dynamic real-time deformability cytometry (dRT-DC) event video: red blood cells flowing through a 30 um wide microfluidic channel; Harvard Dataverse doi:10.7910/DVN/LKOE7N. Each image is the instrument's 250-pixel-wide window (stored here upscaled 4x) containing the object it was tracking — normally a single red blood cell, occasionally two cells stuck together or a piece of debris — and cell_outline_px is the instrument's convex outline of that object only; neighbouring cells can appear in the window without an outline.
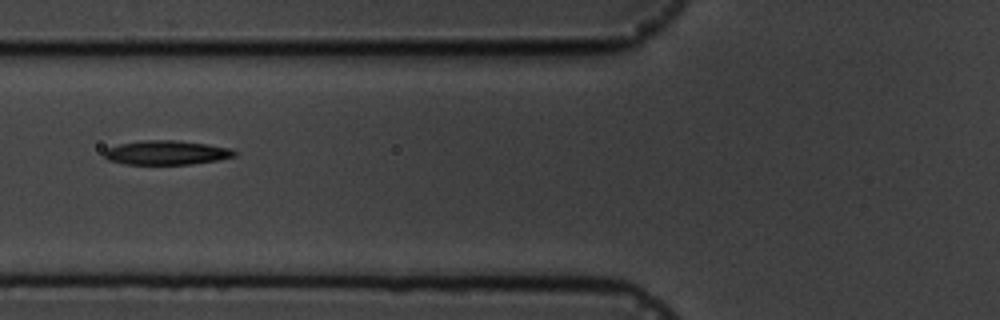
{"species": "common noctule bat (a hibernating species)", "species_latin": "Nyctalus noctula", "temperature_condition": "cold", "stored_images_in_passage": 16, "camera_frame_rate_fps": 3000, "um_per_image_px": 0.085, "animal": {"sex": "male", "body_mass_g": 19.5, "forearm_length_mm": 54.6}, "frame": {"image": 1, "passage_image": 7, "time_ms": 7.0, "image_size_px": [1000, 320], "cell_outline_px": [[236, 156], [216, 160], [192, 164], [124, 164], [108, 160], [104, 156], [104, 152], [108, 148], [120, 144], [140, 140], [176, 140], [208, 144], [232, 148], [236, 152]], "centroid_in_image_um": [14.16, 12.97], "position_along_channel_um": 111.6, "area_um2": 18.38}}
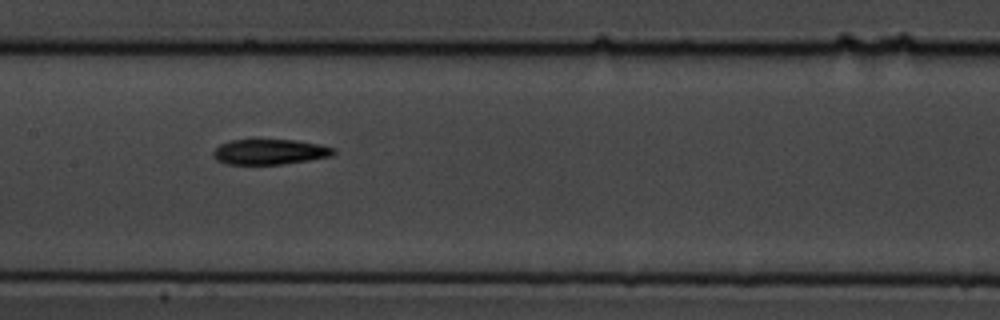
{"frame": {"image": 2, "passage_image": 9, "time_ms": 9.0, "image_size_px": [1000, 320], "cell_outline_px": [[336, 152], [332, 156], [284, 164], [228, 164], [216, 160], [212, 156], [212, 152], [220, 144], [232, 140], [252, 136], [256, 136], [296, 140], [320, 144], [336, 148]], "centroid_in_image_um": [22.91, 12.85], "position_along_channel_um": 184.5, "area_um2": 18.79}}
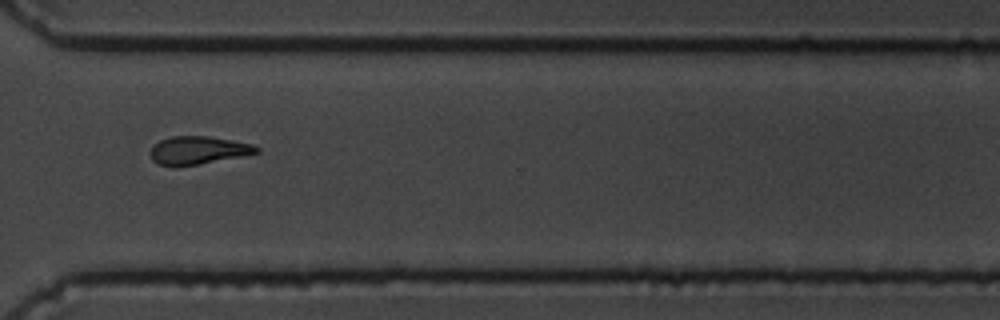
{"frame": {"image": 3, "passage_image": 13, "time_ms": 13.667, "image_size_px": [1000, 320], "cell_outline_px": [[260, 152], [200, 164], [176, 168], [160, 164], [152, 160], [152, 148], [160, 140], [172, 136], [208, 136], [232, 140], [252, 144], [260, 148]], "centroid_in_image_um": [16.85, 12.78], "position_along_channel_um": 353.8, "area_um2": 17.28}}